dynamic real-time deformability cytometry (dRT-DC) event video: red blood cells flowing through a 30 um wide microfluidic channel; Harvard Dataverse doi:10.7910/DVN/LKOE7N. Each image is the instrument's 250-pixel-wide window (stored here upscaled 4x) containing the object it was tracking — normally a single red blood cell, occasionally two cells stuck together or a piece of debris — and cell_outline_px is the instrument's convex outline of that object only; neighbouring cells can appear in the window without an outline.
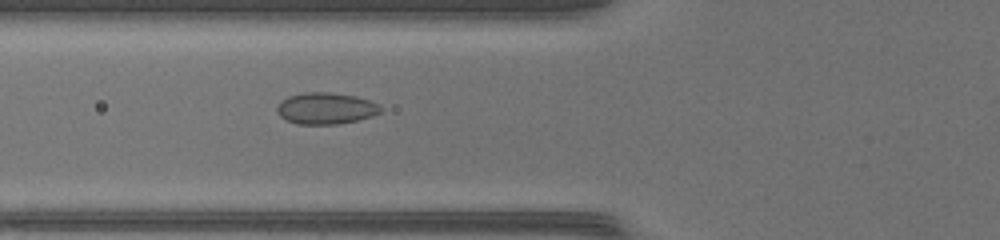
{"species": "common noctule bat (a hibernating species)", "species_latin": "Nyctalus noctula", "temperature_condition": "warm", "stored_images_in_passage": 34, "camera_frame_rate_fps": 3000, "um_per_image_px": 0.085, "animal": {"sex": "female", "body_mass_g": 17.0, "forearm_length_mm": 48.0}, "frame": {"image": 1, "passage_image": 5, "time_ms": 1.333, "image_size_px": [1000, 240], "cell_outline_px": [[380, 112], [372, 116], [356, 120], [336, 124], [296, 124], [280, 116], [276, 112], [276, 108], [288, 96], [304, 92], [324, 92], [356, 96], [368, 100], [376, 104], [380, 108]], "centroid_in_image_um": [27.66, 9.21], "position_along_channel_um": 98.1, "area_um2": 18.67}}
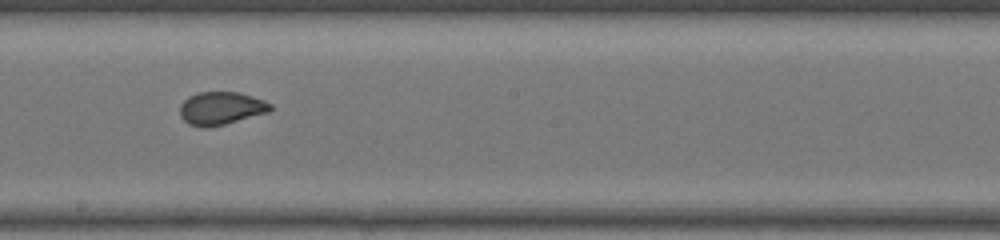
{"frame": {"image": 2, "passage_image": 14, "time_ms": 4.333, "image_size_px": [1000, 240], "cell_outline_px": [[272, 108], [268, 112], [224, 124], [208, 128], [200, 128], [188, 124], [180, 116], [180, 104], [188, 96], [200, 92], [236, 92], [252, 96], [264, 100], [272, 104]], "centroid_in_image_um": [18.75, 9.21], "position_along_channel_um": 229.4, "area_um2": 17.4}}
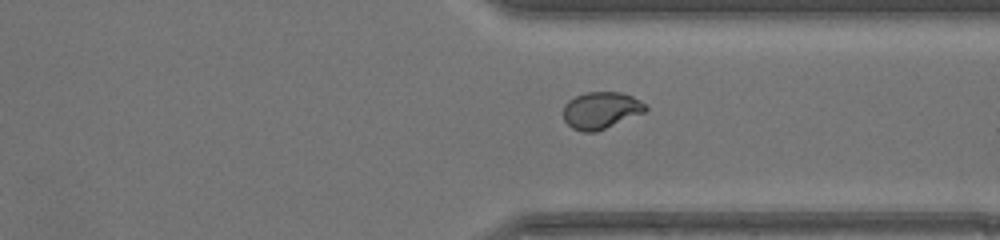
{"frame": {"image": 3, "passage_image": 23, "time_ms": 7.333, "image_size_px": [1000, 240], "cell_outline_px": [[648, 108], [644, 112], [596, 132], [584, 132], [572, 128], [564, 120], [564, 104], [568, 100], [584, 92], [620, 92], [632, 96], [644, 104]], "centroid_in_image_um": [51.05, 9.37], "position_along_channel_um": 360.4, "area_um2": 17.51}}